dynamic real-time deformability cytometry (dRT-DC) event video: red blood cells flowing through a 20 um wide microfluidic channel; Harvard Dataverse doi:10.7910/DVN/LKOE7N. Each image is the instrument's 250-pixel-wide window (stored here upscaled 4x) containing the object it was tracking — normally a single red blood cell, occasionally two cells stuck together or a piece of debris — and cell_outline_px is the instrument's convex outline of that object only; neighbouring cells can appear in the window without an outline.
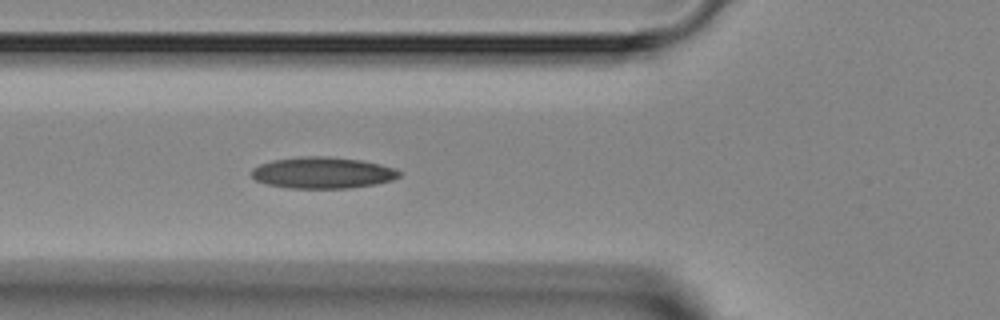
{"species": "Egyptian fruit bat (a non-hibernating species)", "species_latin": "Rousettus aegyptiacus", "temperature_condition": "room temperature", "stored_images_in_passage": 5, "camera_frame_rate_fps": 3000, "um_per_image_px": 0.085, "animal": {"sex": "female"}, "frame": {"image": 1, "passage_image": 5, "time_ms": 4.667, "image_size_px": [1000, 320], "cell_outline_px": [[400, 176], [392, 180], [376, 184], [348, 188], [288, 188], [268, 184], [256, 180], [252, 176], [252, 168], [260, 164], [272, 160], [300, 156], [328, 156], [360, 160], [380, 164], [392, 168], [400, 172]], "centroid_in_image_um": [27.4, 14.68], "position_along_channel_um": 98.4, "area_um2": 26.93}}